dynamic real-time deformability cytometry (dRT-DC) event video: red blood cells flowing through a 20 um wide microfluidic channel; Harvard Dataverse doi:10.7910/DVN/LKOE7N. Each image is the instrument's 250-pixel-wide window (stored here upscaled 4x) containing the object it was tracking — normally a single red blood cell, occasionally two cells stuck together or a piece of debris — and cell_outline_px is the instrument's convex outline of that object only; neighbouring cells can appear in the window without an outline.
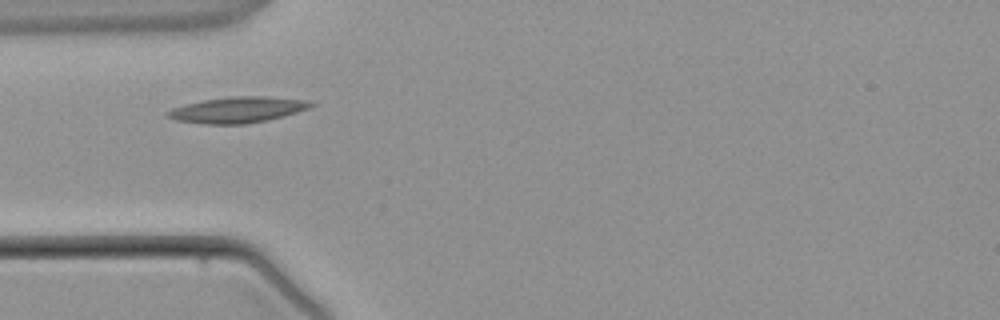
{"species": "common noctule bat (a hibernating species)", "species_latin": "Nyctalus noctula", "temperature_condition": "warm", "stored_images_in_passage": 2, "camera_frame_rate_fps": 3000, "um_per_image_px": 0.085, "animal": {"sex": "male", "body_mass_g": 21.5, "forearm_length_mm": 52.0}, "frame": {"image": 1, "passage_image": 1, "time_ms": 0.0, "image_size_px": [1000, 320], "cell_outline_px": [[316, 104], [308, 108], [284, 116], [268, 120], [244, 124], [200, 124], [176, 120], [168, 116], [168, 112], [172, 108], [184, 104], [204, 100], [232, 96], [268, 96], [308, 100]], "centroid_in_image_um": [20.22, 9.33], "position_along_channel_um": 64.8, "area_um2": 21.62}}
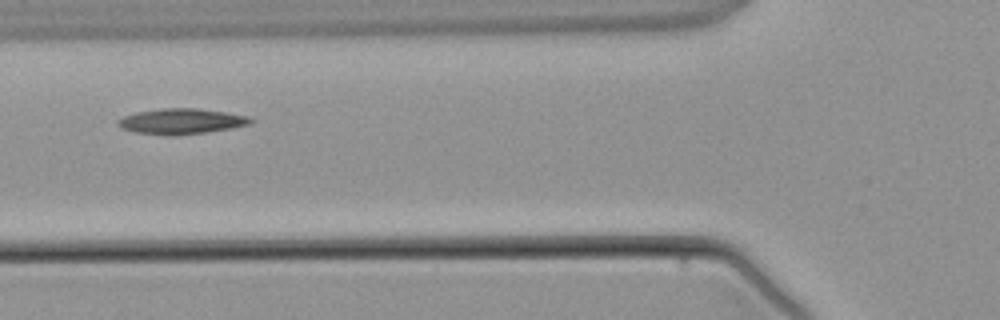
{"frame": {"image": 2, "passage_image": 2, "time_ms": 1.0, "image_size_px": [1000, 320], "cell_outline_px": [[256, 120], [252, 124], [232, 128], [204, 132], [172, 136], [168, 136], [136, 132], [120, 128], [116, 124], [116, 120], [124, 116], [136, 112], [160, 108], [200, 108], [248, 116]], "centroid_in_image_um": [15.41, 10.31], "position_along_channel_um": 110.4, "area_um2": 19.94}}